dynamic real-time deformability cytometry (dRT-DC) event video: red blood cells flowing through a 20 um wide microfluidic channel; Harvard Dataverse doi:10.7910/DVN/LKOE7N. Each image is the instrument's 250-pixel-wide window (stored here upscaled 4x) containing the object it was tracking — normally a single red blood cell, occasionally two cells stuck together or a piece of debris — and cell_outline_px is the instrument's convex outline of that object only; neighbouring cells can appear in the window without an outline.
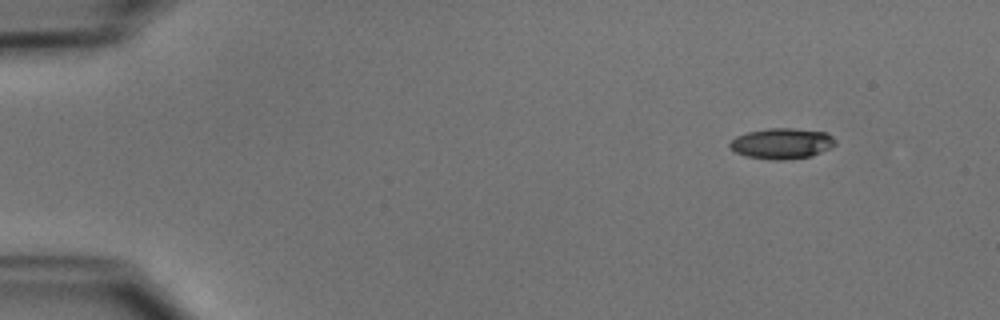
{"species": "common noctule bat (a hibernating species)", "species_latin": "Nyctalus noctula", "temperature_condition": "cold", "stored_images_in_passage": 47, "camera_frame_rate_fps": 3000, "um_per_image_px": 0.085, "animal": {"sex": "male", "body_mass_g": 15.6}, "frame": {"image": 1, "passage_image": 1, "time_ms": 0.0, "image_size_px": [1000, 320], "cell_outline_px": [[836, 144], [832, 148], [812, 156], [784, 160], [772, 160], [748, 156], [736, 152], [728, 144], [736, 136], [748, 132], [768, 128], [792, 128], [828, 132], [836, 140]], "centroid_in_image_um": [66.52, 12.19], "position_along_channel_um": 18.5, "area_um2": 18.96}}
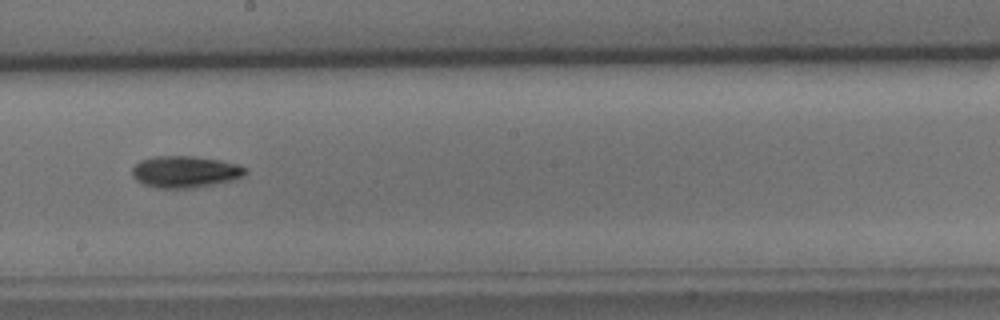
{"frame": {"image": 2, "passage_image": 25, "time_ms": 8.0, "image_size_px": [1000, 320], "cell_outline_px": [[248, 172], [244, 176], [232, 180], [192, 188], [160, 188], [144, 184], [136, 180], [132, 176], [132, 168], [140, 160], [156, 156], [196, 156], [220, 160], [240, 164], [248, 168]], "centroid_in_image_um": [15.77, 14.59], "position_along_channel_um": 232.4, "area_um2": 21.04}}
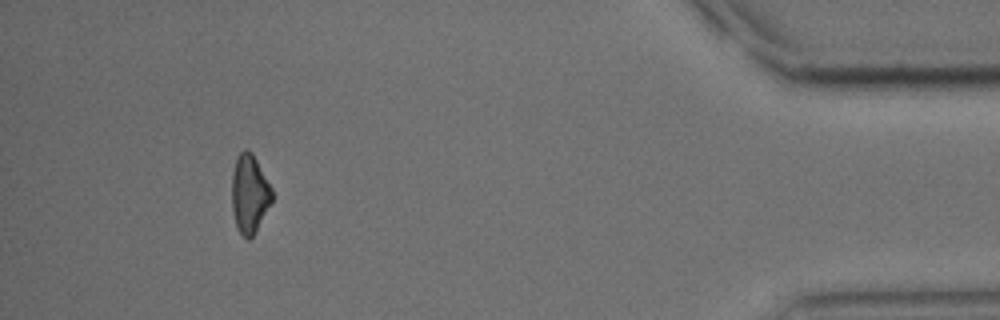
{"frame": {"image": 3, "passage_image": 43, "time_ms": 14.0, "image_size_px": [1000, 320], "cell_outline_px": [[272, 200], [252, 236], [248, 240], [240, 232], [236, 224], [232, 212], [232, 172], [236, 156], [244, 148], [248, 148], [252, 152], [272, 188]], "centroid_in_image_um": [21.18, 16.4], "position_along_channel_um": 414.0, "area_um2": 18.21}, "authors_computed_cell_mechanics": {"area_um2": 19.074, "velocity_mm_per_s": 3.9534, "shape_relaxation_time_tau1_ms": 2.6977, "shape_relaxation_time_tau2_ms": null, "deformation_change_tau1": 0.1269, "deformation_change_tau2": null}}